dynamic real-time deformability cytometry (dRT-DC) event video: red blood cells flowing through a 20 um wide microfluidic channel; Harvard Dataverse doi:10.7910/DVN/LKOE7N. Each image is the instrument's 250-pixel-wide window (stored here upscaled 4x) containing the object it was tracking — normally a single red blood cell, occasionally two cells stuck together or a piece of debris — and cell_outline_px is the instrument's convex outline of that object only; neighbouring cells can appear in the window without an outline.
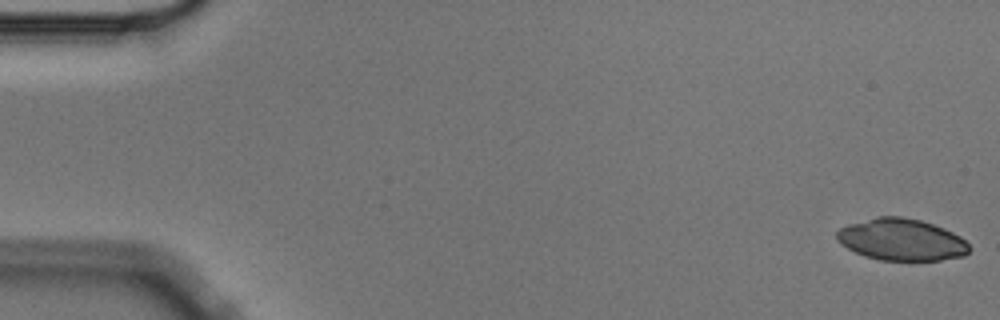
{"species": "Egyptian fruit bat (a non-hibernating species)", "species_latin": "Rousettus aegyptiacus", "temperature_condition": "cold", "stored_images_in_passage": 3, "camera_frame_rate_fps": 3000, "um_per_image_px": 0.085, "animal": {"sex": "male"}, "frame": {"image": 1, "passage_image": 1, "time_ms": 0.0, "image_size_px": [1000, 320], "cell_outline_px": [[972, 248], [964, 256], [940, 260], [880, 260], [864, 256], [840, 244], [836, 240], [836, 232], [840, 228], [848, 224], [880, 216], [904, 216], [920, 220], [944, 228], [960, 236]], "centroid_in_image_um": [76.62, 20.37], "position_along_channel_um": 8.4, "area_um2": 32.31}}